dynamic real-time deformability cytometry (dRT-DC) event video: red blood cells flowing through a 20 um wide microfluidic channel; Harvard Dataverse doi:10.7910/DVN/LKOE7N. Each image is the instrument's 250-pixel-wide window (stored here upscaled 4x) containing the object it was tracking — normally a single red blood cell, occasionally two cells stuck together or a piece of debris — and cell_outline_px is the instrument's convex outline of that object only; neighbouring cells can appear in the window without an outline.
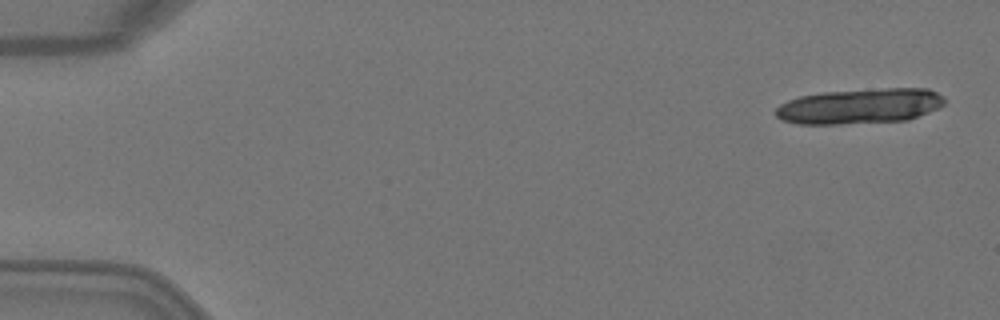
{"species": "Egyptian fruit bat (a non-hibernating species)", "species_latin": "Rousettus aegyptiacus", "temperature_condition": "warm", "stored_images_in_passage": 5, "camera_frame_rate_fps": 3000, "um_per_image_px": 0.085, "animal": {"sex": "female"}, "frame": {"image": 1, "passage_image": 1, "time_ms": 0.0, "image_size_px": [1000, 320], "cell_outline_px": [[944, 104], [940, 108], [908, 120], [840, 124], [796, 124], [784, 120], [776, 116], [776, 108], [780, 104], [788, 100], [800, 96], [824, 92], [884, 88], [928, 88], [944, 96]], "centroid_in_image_um": [73.12, 9.02], "position_along_channel_um": 11.9, "area_um2": 34.8}}